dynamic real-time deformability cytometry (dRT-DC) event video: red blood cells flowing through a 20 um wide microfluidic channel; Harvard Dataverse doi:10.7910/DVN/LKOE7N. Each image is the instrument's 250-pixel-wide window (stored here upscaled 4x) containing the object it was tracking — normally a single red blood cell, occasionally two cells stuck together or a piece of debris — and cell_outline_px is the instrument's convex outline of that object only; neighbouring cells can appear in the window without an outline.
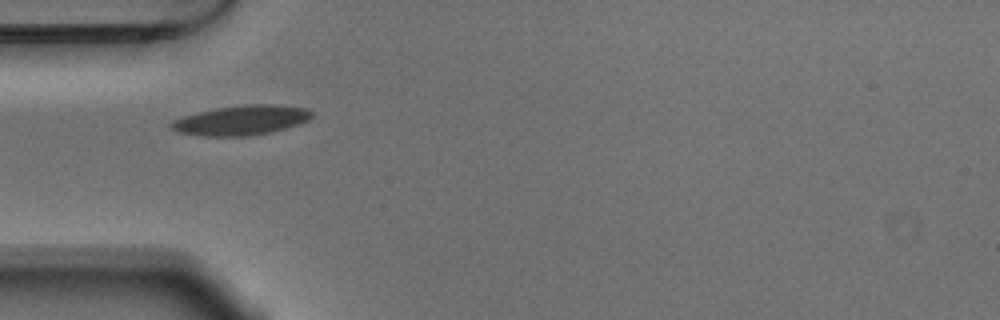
{"species": "Egyptian fruit bat (a non-hibernating species)", "species_latin": "Rousettus aegyptiacus", "temperature_condition": "warm", "stored_images_in_passage": 39, "camera_frame_rate_fps": 3000, "um_per_image_px": 0.085, "animal": {"sex": "male"}, "frame": {"image": 1, "passage_image": 1, "time_ms": 0.0, "image_size_px": [1000, 320], "cell_outline_px": [[312, 116], [308, 120], [272, 132], [244, 136], [204, 136], [176, 132], [168, 124], [172, 120], [184, 116], [216, 108], [248, 104], [272, 104], [308, 108], [312, 112]], "centroid_in_image_um": [20.49, 10.22], "position_along_channel_um": 64.5, "area_um2": 24.16}}
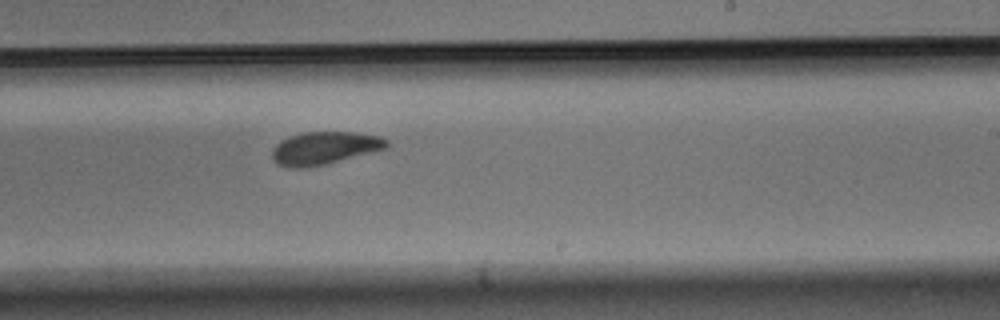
{"frame": {"image": 2, "passage_image": 17, "time_ms": 5.333, "image_size_px": [1000, 320], "cell_outline_px": [[388, 144], [384, 148], [324, 164], [304, 168], [288, 168], [276, 164], [272, 160], [272, 148], [280, 140], [288, 136], [300, 132], [356, 132], [380, 136], [388, 140]], "centroid_in_image_um": [27.48, 12.57], "position_along_channel_um": 261.5, "area_um2": 21.79}}
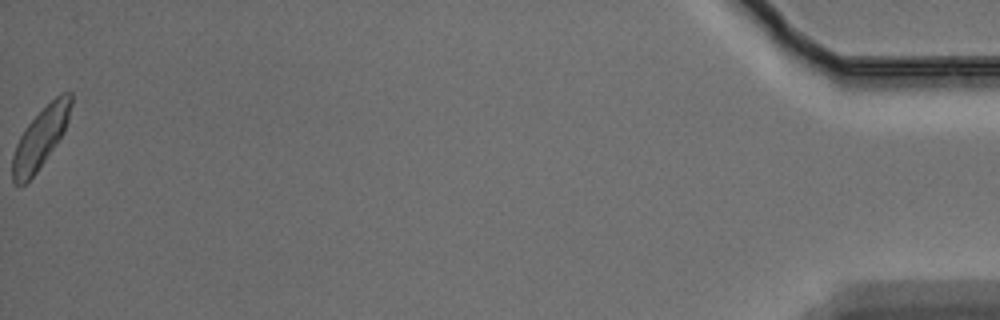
{"frame": {"image": 3, "passage_image": 39, "time_ms": 12.667, "image_size_px": [1000, 320], "cell_outline_px": [[72, 104], [68, 120], [64, 132], [56, 144], [36, 172], [24, 184], [16, 184], [12, 180], [12, 156], [16, 144], [24, 128], [60, 92], [72, 92]], "centroid_in_image_um": [3.44, 11.71], "position_along_channel_um": 431.8, "area_um2": 20.23}, "authors_computed_cell_mechanics": {"area_um2": 21.9062, "velocity_mm_per_s": 3.691, "shape_relaxation_time_tau1_ms": 3.2664, "shape_relaxation_time_tau2_ms": 3.7465, "deformation_change_tau1": 0.1107, "deformation_change_tau2": 0.0898}}